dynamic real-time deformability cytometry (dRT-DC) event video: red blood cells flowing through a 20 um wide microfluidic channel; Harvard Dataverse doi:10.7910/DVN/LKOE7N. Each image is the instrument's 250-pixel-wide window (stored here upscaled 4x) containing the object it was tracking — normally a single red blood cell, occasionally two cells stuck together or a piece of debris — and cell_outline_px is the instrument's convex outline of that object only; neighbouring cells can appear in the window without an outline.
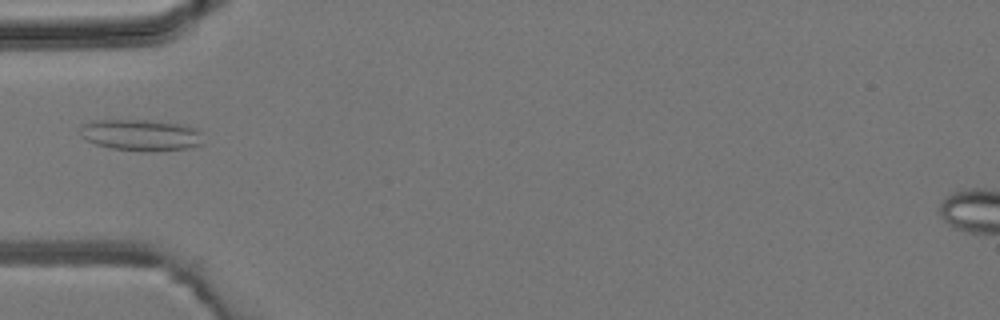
{"species": "common noctule bat (a hibernating species)", "species_latin": "Nyctalus noctula", "temperature_condition": "room temperature", "stored_images_in_passage": 5, "camera_frame_rate_fps": 3000, "um_per_image_px": 0.085, "animal": {"sex": "male", "body_mass_g": 19.2, "forearm_length_mm": 51.8}, "frame": {"image": 1, "passage_image": 4, "time_ms": 4.333, "image_size_px": [1000, 320], "cell_outline_px": [[204, 144], [188, 148], [148, 152], [112, 148], [96, 144], [80, 136], [80, 124], [92, 120], [148, 120], [184, 124], [196, 128], [200, 132]], "centroid_in_image_um": [11.98, 11.47], "position_along_channel_um": 73.0, "area_um2": 22.77}}